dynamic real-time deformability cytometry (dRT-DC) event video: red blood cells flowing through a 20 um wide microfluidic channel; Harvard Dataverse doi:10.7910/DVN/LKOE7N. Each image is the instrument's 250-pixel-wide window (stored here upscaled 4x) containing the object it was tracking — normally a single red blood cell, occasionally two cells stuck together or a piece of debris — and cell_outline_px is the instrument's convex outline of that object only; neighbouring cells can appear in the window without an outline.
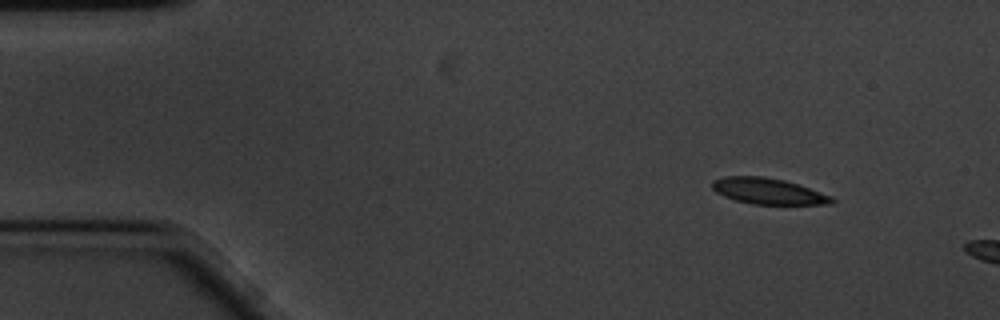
{"species": "common noctule bat (a hibernating species)", "species_latin": "Nyctalus noctula", "temperature_condition": "cold", "stored_images_in_passage": 5, "camera_frame_rate_fps": 3000, "um_per_image_px": 0.085, "animal": {"sex": "male", "body_mass_g": 20.1, "forearm_length_mm": 53.5}, "frame": {"image": 1, "passage_image": 1, "time_ms": 0.0, "image_size_px": [1000, 320], "cell_outline_px": [[836, 200], [832, 204], [752, 204], [736, 200], [724, 196], [716, 192], [712, 188], [712, 180], [724, 176], [764, 176], [784, 180], [832, 196]], "centroid_in_image_um": [65.27, 16.24], "position_along_channel_um": 19.7, "area_um2": 18.03}}